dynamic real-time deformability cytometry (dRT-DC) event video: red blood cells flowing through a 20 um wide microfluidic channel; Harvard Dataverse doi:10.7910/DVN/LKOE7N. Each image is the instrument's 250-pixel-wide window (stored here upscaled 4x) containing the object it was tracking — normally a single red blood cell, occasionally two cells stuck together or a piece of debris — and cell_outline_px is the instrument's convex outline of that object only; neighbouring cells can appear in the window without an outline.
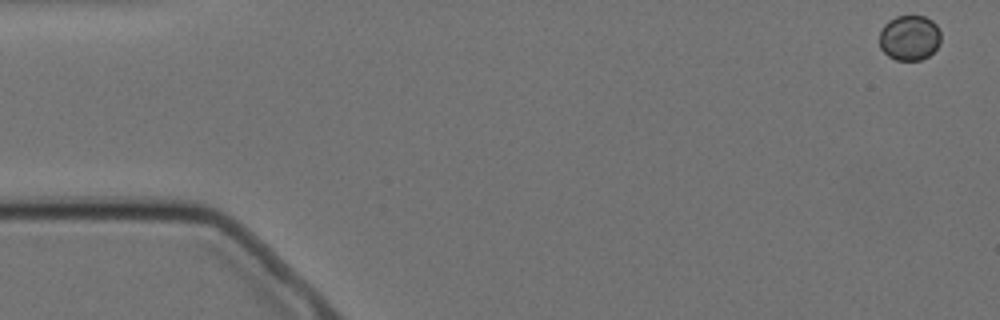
{"species": "Egyptian fruit bat (a non-hibernating species)", "species_latin": "Rousettus aegyptiacus", "temperature_condition": "cold", "stored_images_in_passage": 5, "camera_frame_rate_fps": 3000, "um_per_image_px": 0.085, "animal": {"sex": "female"}, "frame": {"image": 1, "passage_image": 1, "time_ms": 0.0, "image_size_px": [1000, 320], "cell_outline_px": [[940, 44], [928, 56], [920, 60], [896, 60], [888, 56], [880, 48], [880, 28], [888, 20], [896, 16], [924, 16], [932, 20], [936, 24], [940, 32]], "centroid_in_image_um": [77.29, 3.2], "position_along_channel_um": 7.7, "area_um2": 16.3}}
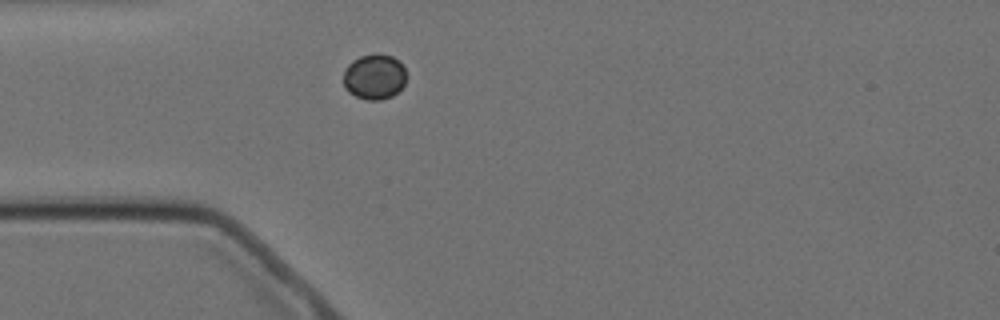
{"frame": {"image": 2, "passage_image": 5, "time_ms": 4.667, "image_size_px": [1000, 320], "cell_outline_px": [[404, 84], [392, 96], [380, 100], [364, 100], [348, 92], [344, 88], [344, 68], [352, 60], [360, 56], [392, 56], [400, 60], [404, 68]], "centroid_in_image_um": [31.78, 6.55], "position_along_channel_um": 53.2, "area_um2": 16.36}}